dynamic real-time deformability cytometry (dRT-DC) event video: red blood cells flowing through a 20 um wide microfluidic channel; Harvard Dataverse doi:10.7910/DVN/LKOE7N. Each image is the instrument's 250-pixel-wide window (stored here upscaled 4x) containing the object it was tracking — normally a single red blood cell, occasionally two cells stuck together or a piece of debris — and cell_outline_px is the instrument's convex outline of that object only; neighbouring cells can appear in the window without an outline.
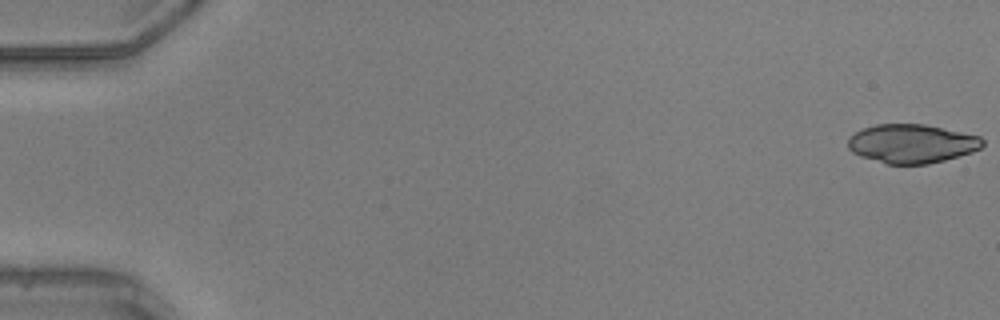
{"species": "common noctule bat (a hibernating species)", "species_latin": "Nyctalus noctula", "temperature_condition": "warm", "stored_images_in_passage": 49, "camera_frame_rate_fps": 3000, "um_per_image_px": 0.085, "animal": {"sex": "male", "body_mass_g": 20.5, "forearm_length_mm": 52.5}, "frame": {"image": 1, "passage_image": 1, "time_ms": 0.0, "image_size_px": [1000, 320], "cell_outline_px": [[984, 144], [980, 148], [972, 152], [944, 160], [928, 164], [888, 164], [860, 156], [852, 152], [848, 148], [848, 140], [856, 132], [864, 128], [876, 124], [924, 124], [980, 136], [984, 140]], "centroid_in_image_um": [77.51, 12.21], "position_along_channel_um": 7.5, "area_um2": 30.29}}